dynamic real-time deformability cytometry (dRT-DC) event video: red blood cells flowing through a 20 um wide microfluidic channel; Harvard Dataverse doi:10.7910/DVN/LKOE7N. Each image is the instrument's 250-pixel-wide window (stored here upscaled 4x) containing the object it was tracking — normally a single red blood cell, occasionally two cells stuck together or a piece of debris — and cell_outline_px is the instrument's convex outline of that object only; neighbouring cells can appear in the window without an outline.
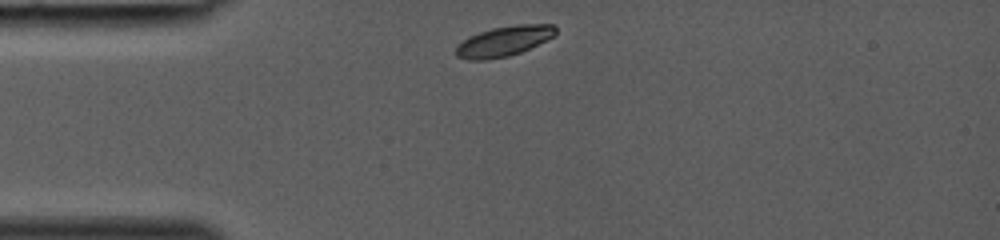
{"species": "common noctule bat (a hibernating species)", "species_latin": "Nyctalus noctula", "temperature_condition": "room temperature", "stored_images_in_passage": 26, "camera_frame_rate_fps": 3000, "um_per_image_px": 0.085, "animal": {"sex": "female", "body_mass_g": 19.0, "forearm_length_mm": 53.3}, "frame": {"image": 1, "passage_image": 1, "time_ms": 0.0, "image_size_px": [1000, 240], "cell_outline_px": [[556, 32], [552, 36], [520, 52], [508, 56], [488, 60], [468, 60], [456, 56], [456, 48], [468, 36], [492, 28], [516, 24], [552, 24], [556, 28]], "centroid_in_image_um": [42.79, 3.5], "position_along_channel_um": 42.2, "area_um2": 17.22}}
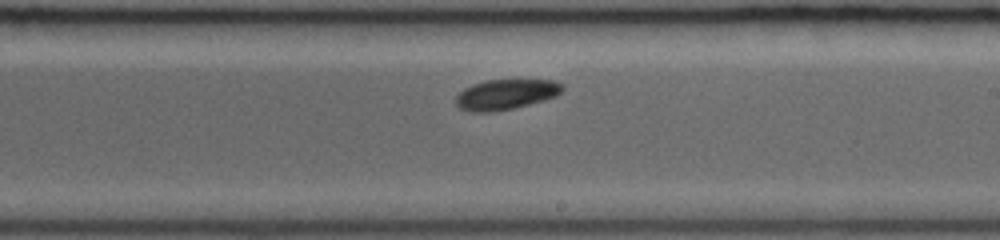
{"frame": {"image": 2, "passage_image": 15, "time_ms": 4.667, "image_size_px": [1000, 240], "cell_outline_px": [[564, 88], [556, 96], [544, 100], [512, 108], [492, 112], [472, 112], [460, 108], [456, 104], [456, 96], [464, 88], [472, 84], [488, 80], [556, 80], [564, 84]], "centroid_in_image_um": [43.01, 8.02], "position_along_channel_um": 246.0, "area_um2": 18.73}}
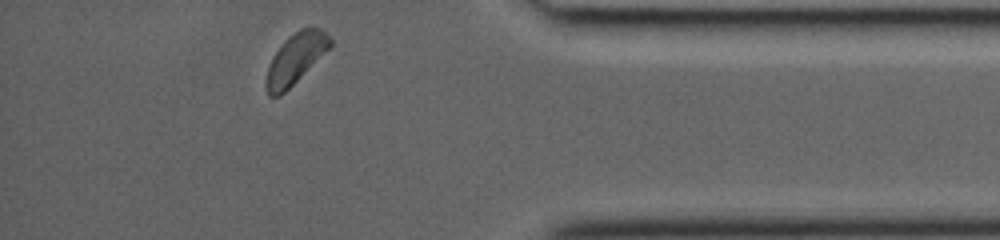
{"frame": {"image": 3, "passage_image": 26, "time_ms": 8.333, "image_size_px": [1000, 240], "cell_outline_px": [[332, 48], [280, 96], [268, 96], [268, 68], [272, 56], [284, 40], [288, 36], [300, 28], [320, 28], [332, 40]], "centroid_in_image_um": [25.18, 4.95], "position_along_channel_um": 410.0, "area_um2": 18.55}}